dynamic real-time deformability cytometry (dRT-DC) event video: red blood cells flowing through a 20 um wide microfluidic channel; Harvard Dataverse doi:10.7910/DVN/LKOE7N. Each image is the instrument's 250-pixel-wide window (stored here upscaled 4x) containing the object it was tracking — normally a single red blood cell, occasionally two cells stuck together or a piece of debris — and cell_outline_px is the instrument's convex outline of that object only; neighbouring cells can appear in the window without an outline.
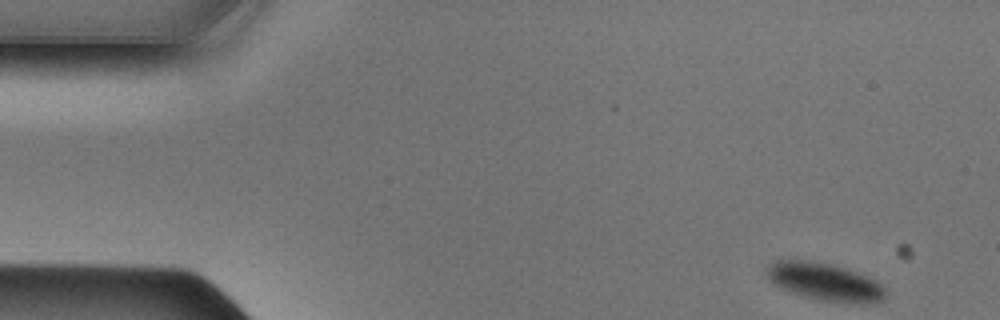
{"species": "Egyptian fruit bat (a non-hibernating species)", "species_latin": "Rousettus aegyptiacus", "temperature_condition": "cold", "stored_images_in_passage": 47, "camera_frame_rate_fps": 3000, "um_per_image_px": 0.085, "animal": {"sex": "male"}, "frame": {"image": 1, "passage_image": 1, "time_ms": 0.0, "image_size_px": [1000, 320], "cell_outline_px": [[884, 300], [868, 304], [852, 304], [820, 300], [804, 296], [792, 292], [772, 284], [764, 272], [764, 268], [776, 260], [804, 260], [828, 264], [844, 268], [856, 272], [876, 280], [884, 288]], "centroid_in_image_um": [70.08, 23.97], "position_along_channel_um": 14.9, "area_um2": 26.13}}
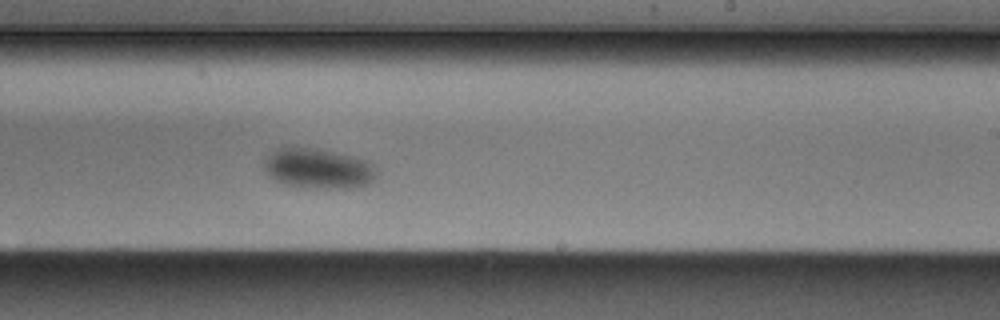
{"frame": {"image": 2, "passage_image": 27, "time_ms": 8.667, "image_size_px": [1000, 320], "cell_outline_px": [[376, 176], [368, 184], [352, 188], [312, 188], [284, 184], [268, 176], [264, 168], [264, 156], [276, 148], [284, 144], [292, 144], [320, 148], [368, 160], [376, 164]], "centroid_in_image_um": [26.99, 14.26], "position_along_channel_um": 262.0, "area_um2": 27.4}}
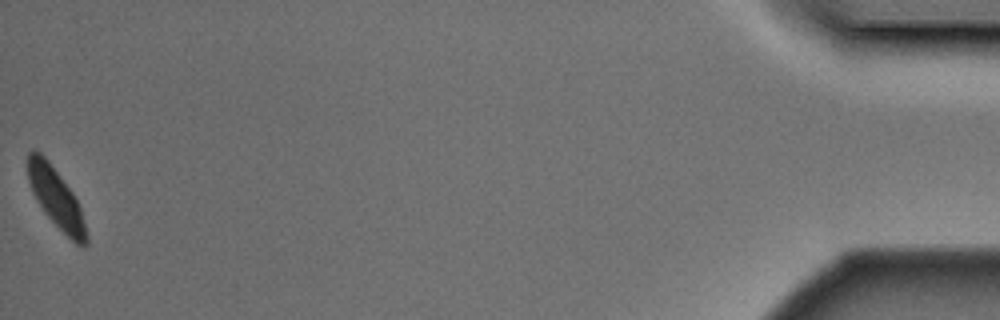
{"frame": {"image": 3, "passage_image": 47, "time_ms": 15.333, "image_size_px": [1000, 320], "cell_outline_px": [[88, 244], [84, 248], [76, 244], [44, 212], [36, 200], [32, 192], [28, 180], [28, 152], [32, 148], [40, 152], [48, 160], [72, 192], [80, 208], [88, 236]], "centroid_in_image_um": [4.76, 16.82], "position_along_channel_um": 430.4, "area_um2": 20.06}}